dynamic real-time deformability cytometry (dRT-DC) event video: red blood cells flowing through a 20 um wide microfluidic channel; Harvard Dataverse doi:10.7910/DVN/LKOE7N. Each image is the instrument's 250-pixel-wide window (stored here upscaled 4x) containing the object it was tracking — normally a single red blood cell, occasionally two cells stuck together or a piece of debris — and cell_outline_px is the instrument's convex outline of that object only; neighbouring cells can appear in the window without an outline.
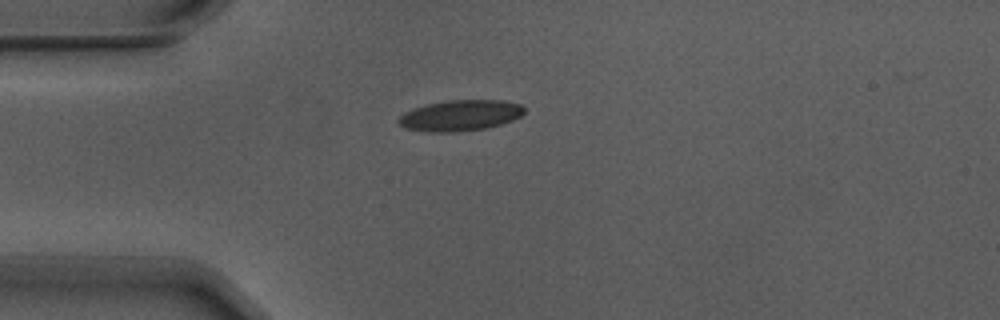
{"species": "Egyptian fruit bat (a non-hibernating species)", "species_latin": "Rousettus aegyptiacus", "temperature_condition": "warm", "stored_images_in_passage": 2, "camera_frame_rate_fps": 3000, "um_per_image_px": 0.085, "animal": {"sex": "male"}, "frame": {"image": 1, "passage_image": 1, "time_ms": 0.0, "image_size_px": [1000, 320], "cell_outline_px": [[524, 112], [520, 116], [512, 120], [500, 124], [484, 128], [452, 132], [428, 132], [408, 128], [400, 124], [396, 120], [404, 112], [428, 104], [448, 100], [500, 100], [520, 104], [524, 108]], "centroid_in_image_um": [39.12, 9.81], "position_along_channel_um": 45.9, "area_um2": 22.25}}
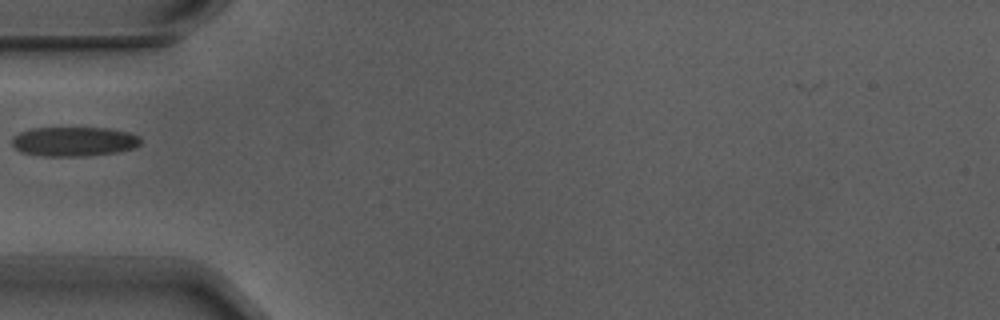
{"frame": {"image": 2, "passage_image": 2, "time_ms": 0.333, "image_size_px": [1000, 320], "cell_outline_px": [[140, 144], [136, 148], [116, 152], [84, 156], [44, 156], [20, 152], [12, 144], [12, 136], [20, 132], [32, 128], [108, 128], [128, 132], [140, 136]], "centroid_in_image_um": [6.29, 12.03], "position_along_channel_um": 78.7, "area_um2": 22.14}}